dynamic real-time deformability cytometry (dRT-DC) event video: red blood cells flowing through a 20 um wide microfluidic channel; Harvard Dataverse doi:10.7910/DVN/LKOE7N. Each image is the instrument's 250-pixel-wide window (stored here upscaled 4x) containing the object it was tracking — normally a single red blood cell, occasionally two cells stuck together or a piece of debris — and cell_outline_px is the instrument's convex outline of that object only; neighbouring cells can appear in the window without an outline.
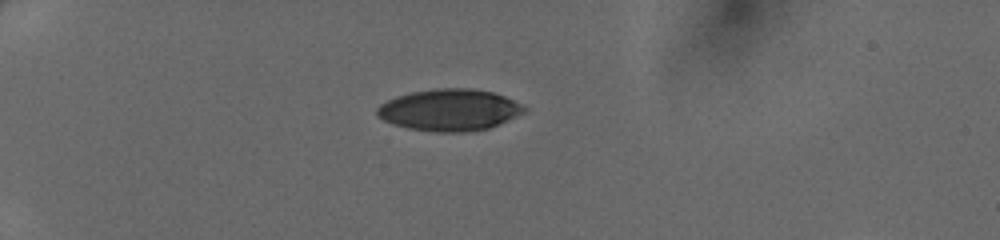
{"species": "human", "species_latin": "Homo sapiens", "temperature_condition": "cold", "stored_images_in_passage": 35, "camera_frame_rate_fps": 3000, "um_per_image_px": 0.085, "donor": {"sex": "female"}, "frame": {"image": 1, "passage_image": 1, "time_ms": 0.0, "image_size_px": [1000, 240], "cell_outline_px": [[528, 108], [524, 112], [508, 120], [488, 128], [468, 132], [436, 132], [408, 128], [392, 124], [376, 116], [376, 108], [380, 104], [396, 96], [412, 92], [436, 88], [472, 88], [492, 92], [504, 96], [524, 104]], "centroid_in_image_um": [38.2, 9.34], "position_along_channel_um": 46.8, "area_um2": 35.89}}
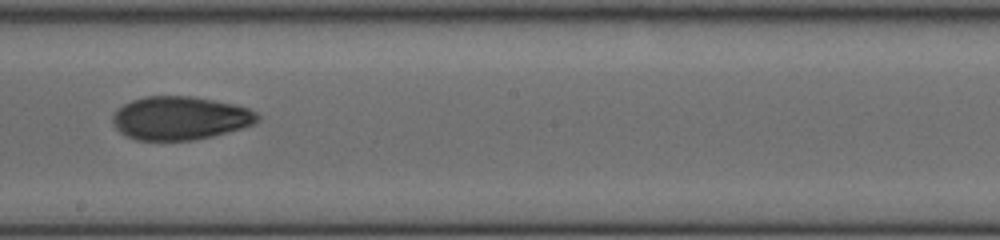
{"frame": {"image": 2, "passage_image": 17, "time_ms": 5.333, "image_size_px": [1000, 240], "cell_outline_px": [[260, 120], [256, 124], [212, 136], [192, 140], [136, 140], [120, 132], [112, 124], [112, 116], [124, 104], [132, 100], [144, 96], [192, 96], [236, 104], [248, 108], [256, 112], [260, 116]], "centroid_in_image_um": [15.33, 10.03], "position_along_channel_um": 232.9, "area_um2": 36.7}}
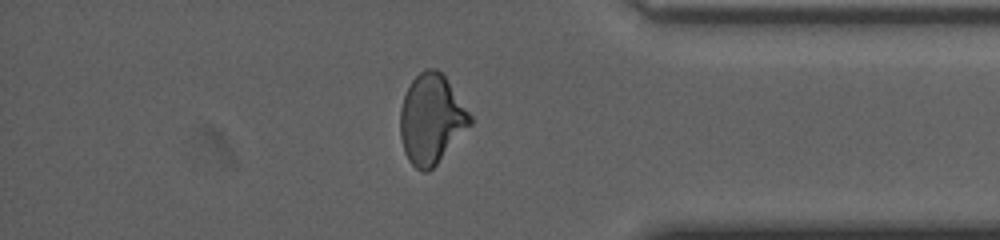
{"frame": {"image": 3, "passage_image": 29, "time_ms": 9.333, "image_size_px": [1000, 240], "cell_outline_px": [[472, 124], [436, 164], [428, 172], [424, 172], [416, 168], [408, 160], [404, 152], [400, 136], [400, 108], [404, 96], [412, 80], [424, 68], [436, 68], [444, 76], [472, 116]], "centroid_in_image_um": [36.65, 10.13], "position_along_channel_um": 398.5, "area_um2": 36.18}}